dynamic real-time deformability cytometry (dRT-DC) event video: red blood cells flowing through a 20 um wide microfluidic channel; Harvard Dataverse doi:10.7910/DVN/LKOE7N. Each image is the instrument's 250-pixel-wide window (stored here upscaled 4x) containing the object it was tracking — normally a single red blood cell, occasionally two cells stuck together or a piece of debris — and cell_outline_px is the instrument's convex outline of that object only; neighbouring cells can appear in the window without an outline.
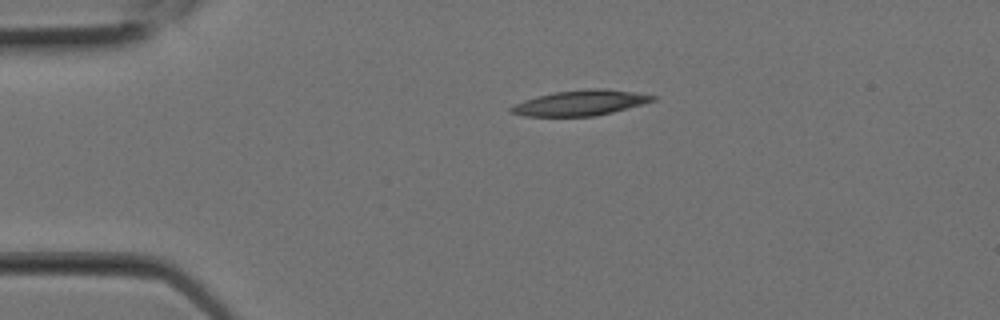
{"species": "Egyptian fruit bat (a non-hibernating species)", "species_latin": "Rousettus aegyptiacus", "temperature_condition": "room temperature", "stored_images_in_passage": 7, "camera_frame_rate_fps": 3000, "um_per_image_px": 0.085, "animal": {"sex": "female"}, "frame": {"image": 1, "passage_image": 1, "time_ms": 0.0, "image_size_px": [1000, 320], "cell_outline_px": [[656, 100], [644, 104], [612, 112], [592, 116], [524, 116], [508, 112], [508, 108], [512, 104], [536, 96], [556, 92], [588, 88], [604, 88], [636, 92], [656, 96]], "centroid_in_image_um": [49.31, 8.74], "position_along_channel_um": 35.7, "area_um2": 21.1}}
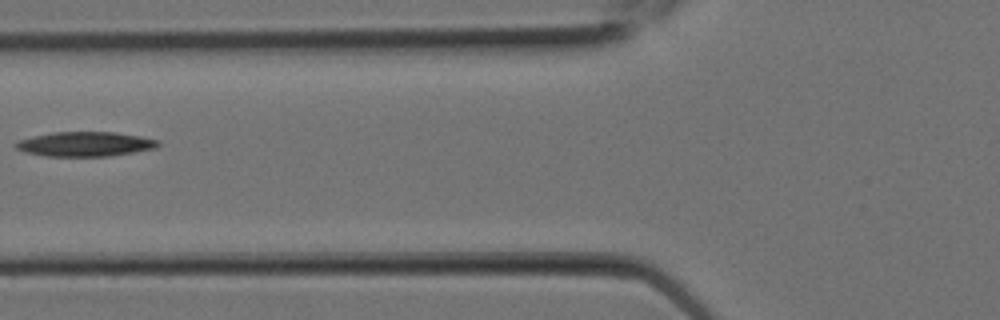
{"frame": {"image": 2, "passage_image": 5, "time_ms": 1.333, "image_size_px": [1000, 320], "cell_outline_px": [[160, 144], [156, 148], [108, 156], [44, 156], [24, 152], [16, 148], [12, 144], [16, 140], [32, 136], [52, 132], [116, 132], [140, 136], [160, 140]], "centroid_in_image_um": [7.19, 12.24], "position_along_channel_um": 118.6, "area_um2": 20.58}}
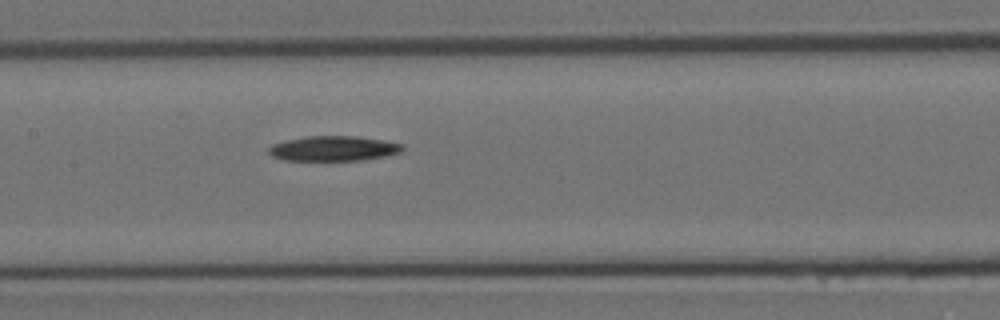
{"frame": {"image": 3, "passage_image": 7, "time_ms": 2.0, "image_size_px": [1000, 320], "cell_outline_px": [[404, 148], [400, 152], [384, 156], [364, 160], [284, 160], [272, 156], [268, 152], [268, 148], [272, 144], [284, 140], [308, 136], [356, 136], [404, 144]], "centroid_in_image_um": [28.32, 12.62], "position_along_channel_um": 179.1, "area_um2": 19.42}}